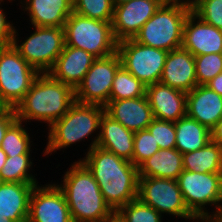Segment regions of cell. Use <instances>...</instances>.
<instances>
[{
	"label": "cell",
	"instance_id": "obj_1",
	"mask_svg": "<svg viewBox=\"0 0 222 222\" xmlns=\"http://www.w3.org/2000/svg\"><path fill=\"white\" fill-rule=\"evenodd\" d=\"M98 183L105 202L116 212L138 197V168L130 161L95 146L80 160Z\"/></svg>",
	"mask_w": 222,
	"mask_h": 222
},
{
	"label": "cell",
	"instance_id": "obj_2",
	"mask_svg": "<svg viewBox=\"0 0 222 222\" xmlns=\"http://www.w3.org/2000/svg\"><path fill=\"white\" fill-rule=\"evenodd\" d=\"M74 102L75 91L71 86L54 79L49 73H40L14 110L20 121L33 119L50 126L65 115Z\"/></svg>",
	"mask_w": 222,
	"mask_h": 222
},
{
	"label": "cell",
	"instance_id": "obj_3",
	"mask_svg": "<svg viewBox=\"0 0 222 222\" xmlns=\"http://www.w3.org/2000/svg\"><path fill=\"white\" fill-rule=\"evenodd\" d=\"M63 178V184L57 186L64 193L73 222H104L115 214L92 173L80 160L74 162Z\"/></svg>",
	"mask_w": 222,
	"mask_h": 222
},
{
	"label": "cell",
	"instance_id": "obj_4",
	"mask_svg": "<svg viewBox=\"0 0 222 222\" xmlns=\"http://www.w3.org/2000/svg\"><path fill=\"white\" fill-rule=\"evenodd\" d=\"M103 106L75 101L68 112L49 126L48 143L44 155L84 140L100 129Z\"/></svg>",
	"mask_w": 222,
	"mask_h": 222
},
{
	"label": "cell",
	"instance_id": "obj_5",
	"mask_svg": "<svg viewBox=\"0 0 222 222\" xmlns=\"http://www.w3.org/2000/svg\"><path fill=\"white\" fill-rule=\"evenodd\" d=\"M65 45L83 49L104 58L117 51L111 22L90 19L72 12L64 25Z\"/></svg>",
	"mask_w": 222,
	"mask_h": 222
},
{
	"label": "cell",
	"instance_id": "obj_6",
	"mask_svg": "<svg viewBox=\"0 0 222 222\" xmlns=\"http://www.w3.org/2000/svg\"><path fill=\"white\" fill-rule=\"evenodd\" d=\"M177 182L186 207L197 220L213 221L219 215L222 209V173H198L183 170ZM207 204L216 206L213 215H209L208 211L204 210L203 207Z\"/></svg>",
	"mask_w": 222,
	"mask_h": 222
},
{
	"label": "cell",
	"instance_id": "obj_7",
	"mask_svg": "<svg viewBox=\"0 0 222 222\" xmlns=\"http://www.w3.org/2000/svg\"><path fill=\"white\" fill-rule=\"evenodd\" d=\"M190 11L179 6H160L133 39L168 52L180 48L184 22Z\"/></svg>",
	"mask_w": 222,
	"mask_h": 222
},
{
	"label": "cell",
	"instance_id": "obj_8",
	"mask_svg": "<svg viewBox=\"0 0 222 222\" xmlns=\"http://www.w3.org/2000/svg\"><path fill=\"white\" fill-rule=\"evenodd\" d=\"M21 45H18L16 29L13 46L39 73H48L65 46L64 27H38Z\"/></svg>",
	"mask_w": 222,
	"mask_h": 222
},
{
	"label": "cell",
	"instance_id": "obj_9",
	"mask_svg": "<svg viewBox=\"0 0 222 222\" xmlns=\"http://www.w3.org/2000/svg\"><path fill=\"white\" fill-rule=\"evenodd\" d=\"M39 74L13 44L0 52V95L9 107H16Z\"/></svg>",
	"mask_w": 222,
	"mask_h": 222
},
{
	"label": "cell",
	"instance_id": "obj_10",
	"mask_svg": "<svg viewBox=\"0 0 222 222\" xmlns=\"http://www.w3.org/2000/svg\"><path fill=\"white\" fill-rule=\"evenodd\" d=\"M121 65L146 86L160 81L168 51L149 47L132 39L118 42Z\"/></svg>",
	"mask_w": 222,
	"mask_h": 222
},
{
	"label": "cell",
	"instance_id": "obj_11",
	"mask_svg": "<svg viewBox=\"0 0 222 222\" xmlns=\"http://www.w3.org/2000/svg\"><path fill=\"white\" fill-rule=\"evenodd\" d=\"M137 198L160 214L197 219L186 207L177 180L139 177Z\"/></svg>",
	"mask_w": 222,
	"mask_h": 222
},
{
	"label": "cell",
	"instance_id": "obj_12",
	"mask_svg": "<svg viewBox=\"0 0 222 222\" xmlns=\"http://www.w3.org/2000/svg\"><path fill=\"white\" fill-rule=\"evenodd\" d=\"M120 66L121 60L117 52L97 58L74 90L75 101L104 107L110 100L114 76Z\"/></svg>",
	"mask_w": 222,
	"mask_h": 222
},
{
	"label": "cell",
	"instance_id": "obj_13",
	"mask_svg": "<svg viewBox=\"0 0 222 222\" xmlns=\"http://www.w3.org/2000/svg\"><path fill=\"white\" fill-rule=\"evenodd\" d=\"M27 222H73L64 193L57 184L35 185Z\"/></svg>",
	"mask_w": 222,
	"mask_h": 222
},
{
	"label": "cell",
	"instance_id": "obj_14",
	"mask_svg": "<svg viewBox=\"0 0 222 222\" xmlns=\"http://www.w3.org/2000/svg\"><path fill=\"white\" fill-rule=\"evenodd\" d=\"M160 6L158 0H130L116 5L111 22L115 39L134 38Z\"/></svg>",
	"mask_w": 222,
	"mask_h": 222
},
{
	"label": "cell",
	"instance_id": "obj_15",
	"mask_svg": "<svg viewBox=\"0 0 222 222\" xmlns=\"http://www.w3.org/2000/svg\"><path fill=\"white\" fill-rule=\"evenodd\" d=\"M181 47L193 56L209 53L222 54V30L207 24L190 11L184 22Z\"/></svg>",
	"mask_w": 222,
	"mask_h": 222
},
{
	"label": "cell",
	"instance_id": "obj_16",
	"mask_svg": "<svg viewBox=\"0 0 222 222\" xmlns=\"http://www.w3.org/2000/svg\"><path fill=\"white\" fill-rule=\"evenodd\" d=\"M145 95L155 119L175 123L186 116V92L157 82L146 86Z\"/></svg>",
	"mask_w": 222,
	"mask_h": 222
},
{
	"label": "cell",
	"instance_id": "obj_17",
	"mask_svg": "<svg viewBox=\"0 0 222 222\" xmlns=\"http://www.w3.org/2000/svg\"><path fill=\"white\" fill-rule=\"evenodd\" d=\"M159 82L186 93L190 92L198 85L194 56L182 47L169 51Z\"/></svg>",
	"mask_w": 222,
	"mask_h": 222
},
{
	"label": "cell",
	"instance_id": "obj_18",
	"mask_svg": "<svg viewBox=\"0 0 222 222\" xmlns=\"http://www.w3.org/2000/svg\"><path fill=\"white\" fill-rule=\"evenodd\" d=\"M104 109L107 115L133 132L147 129L154 119L146 95L138 98L109 100Z\"/></svg>",
	"mask_w": 222,
	"mask_h": 222
},
{
	"label": "cell",
	"instance_id": "obj_19",
	"mask_svg": "<svg viewBox=\"0 0 222 222\" xmlns=\"http://www.w3.org/2000/svg\"><path fill=\"white\" fill-rule=\"evenodd\" d=\"M100 132L90 144L89 150L98 146L132 163L134 132L111 118L105 112L100 119Z\"/></svg>",
	"mask_w": 222,
	"mask_h": 222
},
{
	"label": "cell",
	"instance_id": "obj_20",
	"mask_svg": "<svg viewBox=\"0 0 222 222\" xmlns=\"http://www.w3.org/2000/svg\"><path fill=\"white\" fill-rule=\"evenodd\" d=\"M96 59L83 49L65 45L48 73L75 90Z\"/></svg>",
	"mask_w": 222,
	"mask_h": 222
},
{
	"label": "cell",
	"instance_id": "obj_21",
	"mask_svg": "<svg viewBox=\"0 0 222 222\" xmlns=\"http://www.w3.org/2000/svg\"><path fill=\"white\" fill-rule=\"evenodd\" d=\"M186 115L211 130L222 117V96L197 85L187 93Z\"/></svg>",
	"mask_w": 222,
	"mask_h": 222
},
{
	"label": "cell",
	"instance_id": "obj_22",
	"mask_svg": "<svg viewBox=\"0 0 222 222\" xmlns=\"http://www.w3.org/2000/svg\"><path fill=\"white\" fill-rule=\"evenodd\" d=\"M37 184L2 182L0 184V214L13 222H27L30 196Z\"/></svg>",
	"mask_w": 222,
	"mask_h": 222
},
{
	"label": "cell",
	"instance_id": "obj_23",
	"mask_svg": "<svg viewBox=\"0 0 222 222\" xmlns=\"http://www.w3.org/2000/svg\"><path fill=\"white\" fill-rule=\"evenodd\" d=\"M31 24L38 27H64L73 12V0H25Z\"/></svg>",
	"mask_w": 222,
	"mask_h": 222
},
{
	"label": "cell",
	"instance_id": "obj_24",
	"mask_svg": "<svg viewBox=\"0 0 222 222\" xmlns=\"http://www.w3.org/2000/svg\"><path fill=\"white\" fill-rule=\"evenodd\" d=\"M183 170V154L176 148L160 149L138 167V176L177 180Z\"/></svg>",
	"mask_w": 222,
	"mask_h": 222
},
{
	"label": "cell",
	"instance_id": "obj_25",
	"mask_svg": "<svg viewBox=\"0 0 222 222\" xmlns=\"http://www.w3.org/2000/svg\"><path fill=\"white\" fill-rule=\"evenodd\" d=\"M176 149L188 153L205 147L211 141V130L187 115L175 123Z\"/></svg>",
	"mask_w": 222,
	"mask_h": 222
},
{
	"label": "cell",
	"instance_id": "obj_26",
	"mask_svg": "<svg viewBox=\"0 0 222 222\" xmlns=\"http://www.w3.org/2000/svg\"><path fill=\"white\" fill-rule=\"evenodd\" d=\"M183 168L198 173H222V145L210 141L199 150L184 153Z\"/></svg>",
	"mask_w": 222,
	"mask_h": 222
},
{
	"label": "cell",
	"instance_id": "obj_27",
	"mask_svg": "<svg viewBox=\"0 0 222 222\" xmlns=\"http://www.w3.org/2000/svg\"><path fill=\"white\" fill-rule=\"evenodd\" d=\"M146 85L128 72L122 65L115 73L110 100H123L145 96Z\"/></svg>",
	"mask_w": 222,
	"mask_h": 222
},
{
	"label": "cell",
	"instance_id": "obj_28",
	"mask_svg": "<svg viewBox=\"0 0 222 222\" xmlns=\"http://www.w3.org/2000/svg\"><path fill=\"white\" fill-rule=\"evenodd\" d=\"M30 154L7 156L6 162L0 171L2 182L37 183L36 178L29 174L32 166Z\"/></svg>",
	"mask_w": 222,
	"mask_h": 222
},
{
	"label": "cell",
	"instance_id": "obj_29",
	"mask_svg": "<svg viewBox=\"0 0 222 222\" xmlns=\"http://www.w3.org/2000/svg\"><path fill=\"white\" fill-rule=\"evenodd\" d=\"M22 121L16 119L6 130L1 149L7 156L30 154V136L22 126Z\"/></svg>",
	"mask_w": 222,
	"mask_h": 222
},
{
	"label": "cell",
	"instance_id": "obj_30",
	"mask_svg": "<svg viewBox=\"0 0 222 222\" xmlns=\"http://www.w3.org/2000/svg\"><path fill=\"white\" fill-rule=\"evenodd\" d=\"M112 0H73V12L90 19L112 22Z\"/></svg>",
	"mask_w": 222,
	"mask_h": 222
},
{
	"label": "cell",
	"instance_id": "obj_31",
	"mask_svg": "<svg viewBox=\"0 0 222 222\" xmlns=\"http://www.w3.org/2000/svg\"><path fill=\"white\" fill-rule=\"evenodd\" d=\"M115 214L122 222H162V215L138 198L122 206Z\"/></svg>",
	"mask_w": 222,
	"mask_h": 222
},
{
	"label": "cell",
	"instance_id": "obj_32",
	"mask_svg": "<svg viewBox=\"0 0 222 222\" xmlns=\"http://www.w3.org/2000/svg\"><path fill=\"white\" fill-rule=\"evenodd\" d=\"M198 85H206L222 72V54L209 53L194 56Z\"/></svg>",
	"mask_w": 222,
	"mask_h": 222
},
{
	"label": "cell",
	"instance_id": "obj_33",
	"mask_svg": "<svg viewBox=\"0 0 222 222\" xmlns=\"http://www.w3.org/2000/svg\"><path fill=\"white\" fill-rule=\"evenodd\" d=\"M160 147L148 129L134 132V151L132 163L138 168L150 158Z\"/></svg>",
	"mask_w": 222,
	"mask_h": 222
},
{
	"label": "cell",
	"instance_id": "obj_34",
	"mask_svg": "<svg viewBox=\"0 0 222 222\" xmlns=\"http://www.w3.org/2000/svg\"><path fill=\"white\" fill-rule=\"evenodd\" d=\"M193 12L219 30H222V0H196Z\"/></svg>",
	"mask_w": 222,
	"mask_h": 222
},
{
	"label": "cell",
	"instance_id": "obj_35",
	"mask_svg": "<svg viewBox=\"0 0 222 222\" xmlns=\"http://www.w3.org/2000/svg\"><path fill=\"white\" fill-rule=\"evenodd\" d=\"M154 136L160 149H171L176 147V130L174 122L153 119L147 128Z\"/></svg>",
	"mask_w": 222,
	"mask_h": 222
},
{
	"label": "cell",
	"instance_id": "obj_36",
	"mask_svg": "<svg viewBox=\"0 0 222 222\" xmlns=\"http://www.w3.org/2000/svg\"><path fill=\"white\" fill-rule=\"evenodd\" d=\"M8 20H6L5 13H3L0 8V44L9 46L13 44L14 40V30L15 27L12 26Z\"/></svg>",
	"mask_w": 222,
	"mask_h": 222
},
{
	"label": "cell",
	"instance_id": "obj_37",
	"mask_svg": "<svg viewBox=\"0 0 222 222\" xmlns=\"http://www.w3.org/2000/svg\"><path fill=\"white\" fill-rule=\"evenodd\" d=\"M14 108H9L6 112L0 114V146L7 128L16 120Z\"/></svg>",
	"mask_w": 222,
	"mask_h": 222
},
{
	"label": "cell",
	"instance_id": "obj_38",
	"mask_svg": "<svg viewBox=\"0 0 222 222\" xmlns=\"http://www.w3.org/2000/svg\"><path fill=\"white\" fill-rule=\"evenodd\" d=\"M158 1L161 6H179V7L193 11L196 0H192V1L187 0L183 2L182 0H158Z\"/></svg>",
	"mask_w": 222,
	"mask_h": 222
},
{
	"label": "cell",
	"instance_id": "obj_39",
	"mask_svg": "<svg viewBox=\"0 0 222 222\" xmlns=\"http://www.w3.org/2000/svg\"><path fill=\"white\" fill-rule=\"evenodd\" d=\"M211 141L222 145V117L211 129Z\"/></svg>",
	"mask_w": 222,
	"mask_h": 222
},
{
	"label": "cell",
	"instance_id": "obj_40",
	"mask_svg": "<svg viewBox=\"0 0 222 222\" xmlns=\"http://www.w3.org/2000/svg\"><path fill=\"white\" fill-rule=\"evenodd\" d=\"M206 86L222 96V72L216 75L210 82L206 84Z\"/></svg>",
	"mask_w": 222,
	"mask_h": 222
},
{
	"label": "cell",
	"instance_id": "obj_41",
	"mask_svg": "<svg viewBox=\"0 0 222 222\" xmlns=\"http://www.w3.org/2000/svg\"><path fill=\"white\" fill-rule=\"evenodd\" d=\"M6 158H7L6 153L0 147V171L2 170V168L6 162Z\"/></svg>",
	"mask_w": 222,
	"mask_h": 222
},
{
	"label": "cell",
	"instance_id": "obj_42",
	"mask_svg": "<svg viewBox=\"0 0 222 222\" xmlns=\"http://www.w3.org/2000/svg\"><path fill=\"white\" fill-rule=\"evenodd\" d=\"M10 107L7 103L2 99L0 95V114L6 112Z\"/></svg>",
	"mask_w": 222,
	"mask_h": 222
},
{
	"label": "cell",
	"instance_id": "obj_43",
	"mask_svg": "<svg viewBox=\"0 0 222 222\" xmlns=\"http://www.w3.org/2000/svg\"><path fill=\"white\" fill-rule=\"evenodd\" d=\"M104 222H122V220L116 214H114L111 218L107 219Z\"/></svg>",
	"mask_w": 222,
	"mask_h": 222
},
{
	"label": "cell",
	"instance_id": "obj_44",
	"mask_svg": "<svg viewBox=\"0 0 222 222\" xmlns=\"http://www.w3.org/2000/svg\"><path fill=\"white\" fill-rule=\"evenodd\" d=\"M112 1L114 3V6H116V5H120V4H123L125 2H128L130 0H112Z\"/></svg>",
	"mask_w": 222,
	"mask_h": 222
},
{
	"label": "cell",
	"instance_id": "obj_45",
	"mask_svg": "<svg viewBox=\"0 0 222 222\" xmlns=\"http://www.w3.org/2000/svg\"><path fill=\"white\" fill-rule=\"evenodd\" d=\"M0 222H13V221L5 217V215L0 214Z\"/></svg>",
	"mask_w": 222,
	"mask_h": 222
},
{
	"label": "cell",
	"instance_id": "obj_46",
	"mask_svg": "<svg viewBox=\"0 0 222 222\" xmlns=\"http://www.w3.org/2000/svg\"><path fill=\"white\" fill-rule=\"evenodd\" d=\"M213 222H222V209L219 215L213 220Z\"/></svg>",
	"mask_w": 222,
	"mask_h": 222
},
{
	"label": "cell",
	"instance_id": "obj_47",
	"mask_svg": "<svg viewBox=\"0 0 222 222\" xmlns=\"http://www.w3.org/2000/svg\"><path fill=\"white\" fill-rule=\"evenodd\" d=\"M5 47V45H1L0 44V52L2 51V49Z\"/></svg>",
	"mask_w": 222,
	"mask_h": 222
}]
</instances>
